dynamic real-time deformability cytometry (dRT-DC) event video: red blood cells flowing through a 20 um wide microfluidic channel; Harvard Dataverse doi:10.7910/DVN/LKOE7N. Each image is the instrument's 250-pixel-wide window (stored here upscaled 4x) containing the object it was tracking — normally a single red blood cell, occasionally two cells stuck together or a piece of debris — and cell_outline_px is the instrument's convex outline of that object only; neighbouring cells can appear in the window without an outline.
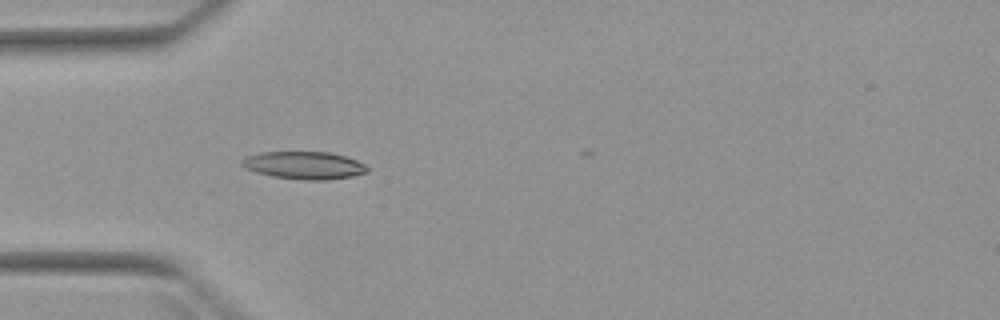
{"species": "Egyptian fruit bat (a non-hibernating species)", "species_latin": "Rousettus aegyptiacus", "temperature_condition": "warm", "stored_images_in_passage": 1, "camera_frame_rate_fps": 3000, "um_per_image_px": 0.085, "animal": {"sex": "female"}, "frame": {"image": 1, "passage_image": 1, "time_ms": 0.0, "image_size_px": [1000, 320], "cell_outline_px": [[368, 172], [352, 176], [324, 180], [304, 180], [272, 176], [256, 172], [244, 168], [240, 164], [240, 160], [244, 156], [260, 152], [328, 152], [344, 156], [356, 160], [364, 164], [368, 168]], "centroid_in_image_um": [25.79, 14.05], "position_along_channel_um": 59.2, "area_um2": 20.23}}